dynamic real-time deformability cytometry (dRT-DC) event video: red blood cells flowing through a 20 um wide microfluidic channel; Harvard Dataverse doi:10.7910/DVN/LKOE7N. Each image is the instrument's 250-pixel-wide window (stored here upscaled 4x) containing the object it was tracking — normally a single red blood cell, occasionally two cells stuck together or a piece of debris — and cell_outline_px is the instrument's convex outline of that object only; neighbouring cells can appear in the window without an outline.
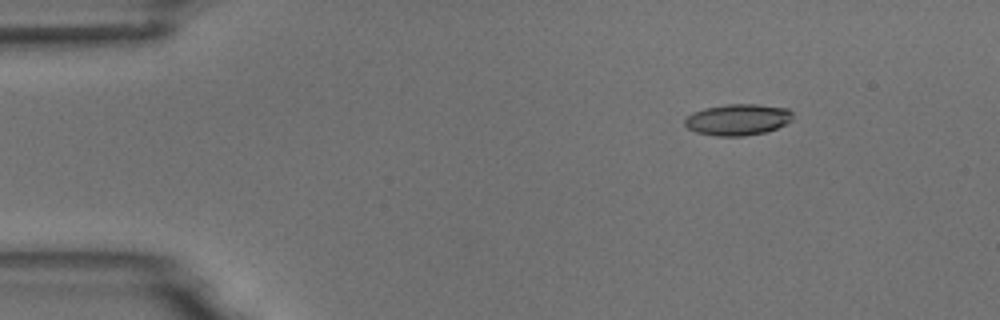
{"species": "common noctule bat (a hibernating species)", "species_latin": "Nyctalus noctula", "temperature_condition": "room temperature", "stored_images_in_passage": 8, "camera_frame_rate_fps": 3000, "um_per_image_px": 0.085, "animal": {"sex": "male", "body_mass_g": 18.8}, "frame": {"image": 1, "passage_image": 2, "time_ms": 1.333, "image_size_px": [1000, 320], "cell_outline_px": [[792, 120], [776, 128], [764, 132], [744, 136], [716, 136], [696, 132], [688, 128], [684, 124], [684, 120], [692, 112], [704, 108], [728, 104], [756, 104], [788, 108], [792, 112]], "centroid_in_image_um": [62.69, 10.16], "position_along_channel_um": 22.3, "area_um2": 19.65}}
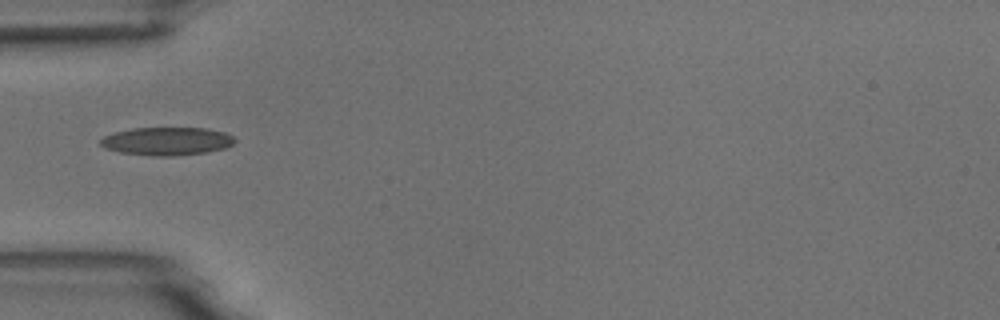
{"frame": {"image": 2, "passage_image": 5, "time_ms": 4.667, "image_size_px": [1000, 320], "cell_outline_px": [[236, 140], [232, 144], [224, 148], [204, 152], [172, 156], [152, 156], [120, 152], [104, 148], [100, 144], [100, 140], [104, 136], [112, 132], [132, 128], [208, 128], [224, 132], [232, 136]], "centroid_in_image_um": [14.14, 11.99], "position_along_channel_um": 70.9, "area_um2": 21.96}}